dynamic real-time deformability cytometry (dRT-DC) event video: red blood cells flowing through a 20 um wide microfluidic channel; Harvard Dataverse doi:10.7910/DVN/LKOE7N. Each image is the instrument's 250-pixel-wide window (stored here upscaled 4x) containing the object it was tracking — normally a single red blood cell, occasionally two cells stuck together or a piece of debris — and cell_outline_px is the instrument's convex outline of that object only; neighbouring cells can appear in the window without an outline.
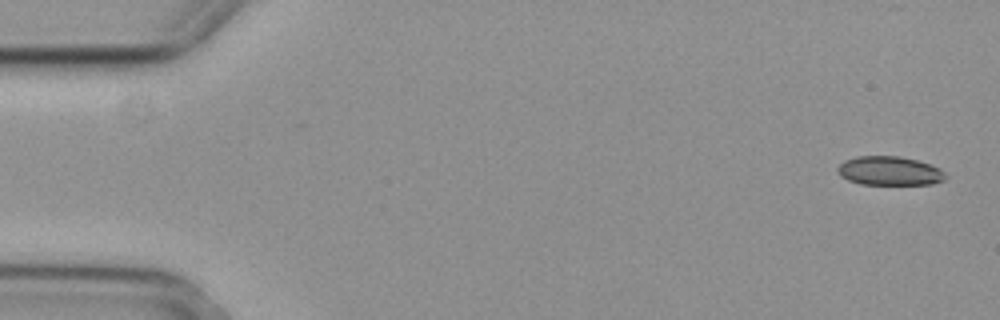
{"species": "common noctule bat (a hibernating species)", "species_latin": "Nyctalus noctula", "temperature_condition": "cold", "stored_images_in_passage": 6, "camera_frame_rate_fps": 3000, "um_per_image_px": 0.085, "animal": {"sex": "female", "body_mass_g": 29.2, "forearm_length_mm": 56.3}, "frame": {"image": 1, "passage_image": 1, "time_ms": 0.0, "image_size_px": [1000, 320], "cell_outline_px": [[948, 176], [944, 180], [932, 184], [860, 184], [848, 180], [840, 176], [836, 168], [844, 160], [856, 156], [900, 156], [916, 160], [940, 168]], "centroid_in_image_um": [75.59, 14.52], "position_along_channel_um": 9.4, "area_um2": 18.26}}
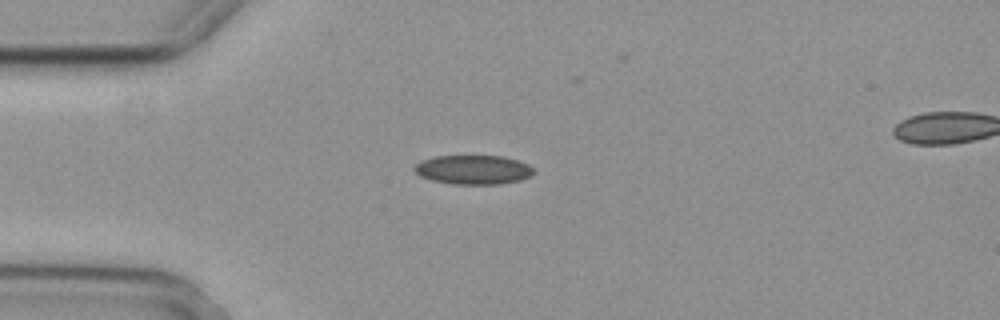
{"frame": {"image": 2, "passage_image": 4, "time_ms": 1.0, "image_size_px": [1000, 320], "cell_outline_px": [[536, 172], [532, 176], [520, 180], [500, 184], [452, 184], [432, 180], [420, 176], [412, 168], [420, 160], [436, 156], [504, 156], [528, 164]], "centroid_in_image_um": [40.23, 14.43], "position_along_channel_um": 44.8, "area_um2": 20.4}}
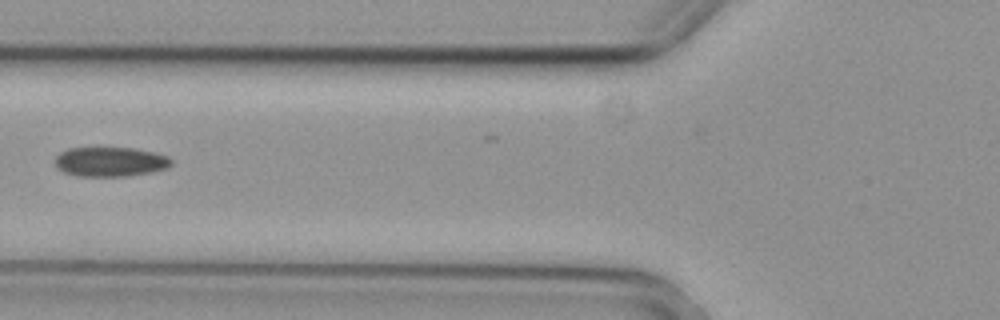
{"frame": {"image": 3, "passage_image": 6, "time_ms": 1.667, "image_size_px": [1000, 320], "cell_outline_px": [[172, 164], [168, 168], [152, 172], [128, 176], [76, 176], [64, 172], [56, 168], [56, 156], [60, 152], [68, 148], [136, 148], [168, 156], [172, 160]], "centroid_in_image_um": [9.38, 13.75], "position_along_channel_um": 116.4, "area_um2": 20.11}}